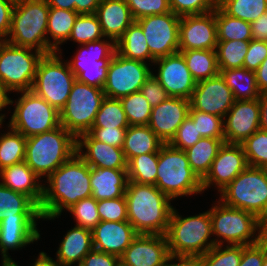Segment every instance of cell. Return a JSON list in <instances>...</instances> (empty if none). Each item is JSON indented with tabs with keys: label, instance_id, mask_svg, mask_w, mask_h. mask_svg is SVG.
I'll list each match as a JSON object with an SVG mask.
<instances>
[{
	"label": "cell",
	"instance_id": "obj_1",
	"mask_svg": "<svg viewBox=\"0 0 267 266\" xmlns=\"http://www.w3.org/2000/svg\"><path fill=\"white\" fill-rule=\"evenodd\" d=\"M91 196L90 166L75 153L43 180L42 221L61 218L63 211Z\"/></svg>",
	"mask_w": 267,
	"mask_h": 266
},
{
	"label": "cell",
	"instance_id": "obj_2",
	"mask_svg": "<svg viewBox=\"0 0 267 266\" xmlns=\"http://www.w3.org/2000/svg\"><path fill=\"white\" fill-rule=\"evenodd\" d=\"M125 198L128 222L138 234H166L174 208L172 199L155 185L132 181L127 183Z\"/></svg>",
	"mask_w": 267,
	"mask_h": 266
},
{
	"label": "cell",
	"instance_id": "obj_3",
	"mask_svg": "<svg viewBox=\"0 0 267 266\" xmlns=\"http://www.w3.org/2000/svg\"><path fill=\"white\" fill-rule=\"evenodd\" d=\"M211 206L215 245H253L267 235V226L254 214L225 205L219 199Z\"/></svg>",
	"mask_w": 267,
	"mask_h": 266
},
{
	"label": "cell",
	"instance_id": "obj_4",
	"mask_svg": "<svg viewBox=\"0 0 267 266\" xmlns=\"http://www.w3.org/2000/svg\"><path fill=\"white\" fill-rule=\"evenodd\" d=\"M76 148L77 138L60 125L26 138L25 162L44 180L68 161L76 153Z\"/></svg>",
	"mask_w": 267,
	"mask_h": 266
},
{
	"label": "cell",
	"instance_id": "obj_5",
	"mask_svg": "<svg viewBox=\"0 0 267 266\" xmlns=\"http://www.w3.org/2000/svg\"><path fill=\"white\" fill-rule=\"evenodd\" d=\"M155 186L170 199L203 194L202 180L190 167L184 150L164 143L158 152Z\"/></svg>",
	"mask_w": 267,
	"mask_h": 266
},
{
	"label": "cell",
	"instance_id": "obj_6",
	"mask_svg": "<svg viewBox=\"0 0 267 266\" xmlns=\"http://www.w3.org/2000/svg\"><path fill=\"white\" fill-rule=\"evenodd\" d=\"M165 236L170 254L204 255L215 246L209 209L183 217L174 207Z\"/></svg>",
	"mask_w": 267,
	"mask_h": 266
},
{
	"label": "cell",
	"instance_id": "obj_7",
	"mask_svg": "<svg viewBox=\"0 0 267 266\" xmlns=\"http://www.w3.org/2000/svg\"><path fill=\"white\" fill-rule=\"evenodd\" d=\"M18 98L7 96V125L28 138L60 126V112L32 90L15 92ZM19 94V95H18ZM15 103V104H14ZM13 107V112L10 107ZM11 109V110H10Z\"/></svg>",
	"mask_w": 267,
	"mask_h": 266
},
{
	"label": "cell",
	"instance_id": "obj_8",
	"mask_svg": "<svg viewBox=\"0 0 267 266\" xmlns=\"http://www.w3.org/2000/svg\"><path fill=\"white\" fill-rule=\"evenodd\" d=\"M48 14L49 6L45 0H19L14 5L11 29L5 41L48 55Z\"/></svg>",
	"mask_w": 267,
	"mask_h": 266
},
{
	"label": "cell",
	"instance_id": "obj_9",
	"mask_svg": "<svg viewBox=\"0 0 267 266\" xmlns=\"http://www.w3.org/2000/svg\"><path fill=\"white\" fill-rule=\"evenodd\" d=\"M225 205L254 214L267 226V169L248 166L218 195Z\"/></svg>",
	"mask_w": 267,
	"mask_h": 266
},
{
	"label": "cell",
	"instance_id": "obj_10",
	"mask_svg": "<svg viewBox=\"0 0 267 266\" xmlns=\"http://www.w3.org/2000/svg\"><path fill=\"white\" fill-rule=\"evenodd\" d=\"M45 54L29 48L0 42V88L9 93L31 90L40 60Z\"/></svg>",
	"mask_w": 267,
	"mask_h": 266
},
{
	"label": "cell",
	"instance_id": "obj_11",
	"mask_svg": "<svg viewBox=\"0 0 267 266\" xmlns=\"http://www.w3.org/2000/svg\"><path fill=\"white\" fill-rule=\"evenodd\" d=\"M62 57L57 52L43 56L31 89L59 112L65 106L76 81V76Z\"/></svg>",
	"mask_w": 267,
	"mask_h": 266
},
{
	"label": "cell",
	"instance_id": "obj_12",
	"mask_svg": "<svg viewBox=\"0 0 267 266\" xmlns=\"http://www.w3.org/2000/svg\"><path fill=\"white\" fill-rule=\"evenodd\" d=\"M104 98L105 93L102 88L76 80L65 106L60 111V125L76 138L88 132L94 124Z\"/></svg>",
	"mask_w": 267,
	"mask_h": 266
},
{
	"label": "cell",
	"instance_id": "obj_13",
	"mask_svg": "<svg viewBox=\"0 0 267 266\" xmlns=\"http://www.w3.org/2000/svg\"><path fill=\"white\" fill-rule=\"evenodd\" d=\"M72 58L66 59L76 80L98 88H103L110 61L116 52V43L109 38L78 45Z\"/></svg>",
	"mask_w": 267,
	"mask_h": 266
},
{
	"label": "cell",
	"instance_id": "obj_14",
	"mask_svg": "<svg viewBox=\"0 0 267 266\" xmlns=\"http://www.w3.org/2000/svg\"><path fill=\"white\" fill-rule=\"evenodd\" d=\"M151 64L122 57L115 52L109 63L107 78L102 88L105 97L121 99L140 91L153 73Z\"/></svg>",
	"mask_w": 267,
	"mask_h": 266
},
{
	"label": "cell",
	"instance_id": "obj_15",
	"mask_svg": "<svg viewBox=\"0 0 267 266\" xmlns=\"http://www.w3.org/2000/svg\"><path fill=\"white\" fill-rule=\"evenodd\" d=\"M181 17L172 11L136 20L142 27L153 62L179 52V24Z\"/></svg>",
	"mask_w": 267,
	"mask_h": 266
},
{
	"label": "cell",
	"instance_id": "obj_16",
	"mask_svg": "<svg viewBox=\"0 0 267 266\" xmlns=\"http://www.w3.org/2000/svg\"><path fill=\"white\" fill-rule=\"evenodd\" d=\"M248 167L241 144L224 143L213 160L209 172L202 179L204 191L217 190V195Z\"/></svg>",
	"mask_w": 267,
	"mask_h": 266
},
{
	"label": "cell",
	"instance_id": "obj_17",
	"mask_svg": "<svg viewBox=\"0 0 267 266\" xmlns=\"http://www.w3.org/2000/svg\"><path fill=\"white\" fill-rule=\"evenodd\" d=\"M153 75L166 90L169 97L189 100L196 87V81L186 66L183 55L178 52L153 62ZM155 71V73H154Z\"/></svg>",
	"mask_w": 267,
	"mask_h": 266
},
{
	"label": "cell",
	"instance_id": "obj_18",
	"mask_svg": "<svg viewBox=\"0 0 267 266\" xmlns=\"http://www.w3.org/2000/svg\"><path fill=\"white\" fill-rule=\"evenodd\" d=\"M189 110H198L224 118L235 99L221 74L196 83Z\"/></svg>",
	"mask_w": 267,
	"mask_h": 266
},
{
	"label": "cell",
	"instance_id": "obj_19",
	"mask_svg": "<svg viewBox=\"0 0 267 266\" xmlns=\"http://www.w3.org/2000/svg\"><path fill=\"white\" fill-rule=\"evenodd\" d=\"M218 43L215 10L183 16L179 24V51L215 50Z\"/></svg>",
	"mask_w": 267,
	"mask_h": 266
},
{
	"label": "cell",
	"instance_id": "obj_20",
	"mask_svg": "<svg viewBox=\"0 0 267 266\" xmlns=\"http://www.w3.org/2000/svg\"><path fill=\"white\" fill-rule=\"evenodd\" d=\"M259 99L235 100L223 118L225 143L242 144L260 129Z\"/></svg>",
	"mask_w": 267,
	"mask_h": 266
},
{
	"label": "cell",
	"instance_id": "obj_21",
	"mask_svg": "<svg viewBox=\"0 0 267 266\" xmlns=\"http://www.w3.org/2000/svg\"><path fill=\"white\" fill-rule=\"evenodd\" d=\"M169 255L165 235L138 234L119 257L120 266H164Z\"/></svg>",
	"mask_w": 267,
	"mask_h": 266
},
{
	"label": "cell",
	"instance_id": "obj_22",
	"mask_svg": "<svg viewBox=\"0 0 267 266\" xmlns=\"http://www.w3.org/2000/svg\"><path fill=\"white\" fill-rule=\"evenodd\" d=\"M38 220L40 221L42 218L6 217L0 221L1 262H15L9 254V250H22L41 239V232L37 226L39 225Z\"/></svg>",
	"mask_w": 267,
	"mask_h": 266
},
{
	"label": "cell",
	"instance_id": "obj_23",
	"mask_svg": "<svg viewBox=\"0 0 267 266\" xmlns=\"http://www.w3.org/2000/svg\"><path fill=\"white\" fill-rule=\"evenodd\" d=\"M189 109V100L168 97L159 105L152 107L148 126L163 143H169L188 117Z\"/></svg>",
	"mask_w": 267,
	"mask_h": 266
},
{
	"label": "cell",
	"instance_id": "obj_24",
	"mask_svg": "<svg viewBox=\"0 0 267 266\" xmlns=\"http://www.w3.org/2000/svg\"><path fill=\"white\" fill-rule=\"evenodd\" d=\"M76 153L90 167L127 169V160L122 148L95 140L88 132L77 137Z\"/></svg>",
	"mask_w": 267,
	"mask_h": 266
},
{
	"label": "cell",
	"instance_id": "obj_25",
	"mask_svg": "<svg viewBox=\"0 0 267 266\" xmlns=\"http://www.w3.org/2000/svg\"><path fill=\"white\" fill-rule=\"evenodd\" d=\"M91 232L95 250L118 257L138 235L128 221H100Z\"/></svg>",
	"mask_w": 267,
	"mask_h": 266
},
{
	"label": "cell",
	"instance_id": "obj_26",
	"mask_svg": "<svg viewBox=\"0 0 267 266\" xmlns=\"http://www.w3.org/2000/svg\"><path fill=\"white\" fill-rule=\"evenodd\" d=\"M95 14L104 37L112 39L115 43L135 21L124 0H101Z\"/></svg>",
	"mask_w": 267,
	"mask_h": 266
},
{
	"label": "cell",
	"instance_id": "obj_27",
	"mask_svg": "<svg viewBox=\"0 0 267 266\" xmlns=\"http://www.w3.org/2000/svg\"><path fill=\"white\" fill-rule=\"evenodd\" d=\"M0 182L13 191L29 196L40 206L43 198V180L25 161L0 170Z\"/></svg>",
	"mask_w": 267,
	"mask_h": 266
},
{
	"label": "cell",
	"instance_id": "obj_28",
	"mask_svg": "<svg viewBox=\"0 0 267 266\" xmlns=\"http://www.w3.org/2000/svg\"><path fill=\"white\" fill-rule=\"evenodd\" d=\"M92 249L91 230L74 225L63 235L54 258L62 266H79L85 255Z\"/></svg>",
	"mask_w": 267,
	"mask_h": 266
},
{
	"label": "cell",
	"instance_id": "obj_29",
	"mask_svg": "<svg viewBox=\"0 0 267 266\" xmlns=\"http://www.w3.org/2000/svg\"><path fill=\"white\" fill-rule=\"evenodd\" d=\"M127 183V169L90 167L92 197L97 201L123 197Z\"/></svg>",
	"mask_w": 267,
	"mask_h": 266
},
{
	"label": "cell",
	"instance_id": "obj_30",
	"mask_svg": "<svg viewBox=\"0 0 267 266\" xmlns=\"http://www.w3.org/2000/svg\"><path fill=\"white\" fill-rule=\"evenodd\" d=\"M78 15L75 11L49 7L47 22L48 54L57 52L63 55L62 44H67Z\"/></svg>",
	"mask_w": 267,
	"mask_h": 266
},
{
	"label": "cell",
	"instance_id": "obj_31",
	"mask_svg": "<svg viewBox=\"0 0 267 266\" xmlns=\"http://www.w3.org/2000/svg\"><path fill=\"white\" fill-rule=\"evenodd\" d=\"M42 218L39 206L27 195L0 182V221L4 218Z\"/></svg>",
	"mask_w": 267,
	"mask_h": 266
},
{
	"label": "cell",
	"instance_id": "obj_32",
	"mask_svg": "<svg viewBox=\"0 0 267 266\" xmlns=\"http://www.w3.org/2000/svg\"><path fill=\"white\" fill-rule=\"evenodd\" d=\"M163 144L148 125L129 126L125 132L122 150L128 162L140 154L158 153Z\"/></svg>",
	"mask_w": 267,
	"mask_h": 266
},
{
	"label": "cell",
	"instance_id": "obj_33",
	"mask_svg": "<svg viewBox=\"0 0 267 266\" xmlns=\"http://www.w3.org/2000/svg\"><path fill=\"white\" fill-rule=\"evenodd\" d=\"M116 52L124 58L152 65V55L146 37L137 21H134L116 42Z\"/></svg>",
	"mask_w": 267,
	"mask_h": 266
},
{
	"label": "cell",
	"instance_id": "obj_34",
	"mask_svg": "<svg viewBox=\"0 0 267 266\" xmlns=\"http://www.w3.org/2000/svg\"><path fill=\"white\" fill-rule=\"evenodd\" d=\"M224 143L225 139L201 138L195 145L184 150L190 167L201 180L209 172L213 160Z\"/></svg>",
	"mask_w": 267,
	"mask_h": 266
},
{
	"label": "cell",
	"instance_id": "obj_35",
	"mask_svg": "<svg viewBox=\"0 0 267 266\" xmlns=\"http://www.w3.org/2000/svg\"><path fill=\"white\" fill-rule=\"evenodd\" d=\"M226 85L232 90L235 100L259 99L260 91L255 71L246 68L219 69Z\"/></svg>",
	"mask_w": 267,
	"mask_h": 266
},
{
	"label": "cell",
	"instance_id": "obj_36",
	"mask_svg": "<svg viewBox=\"0 0 267 266\" xmlns=\"http://www.w3.org/2000/svg\"><path fill=\"white\" fill-rule=\"evenodd\" d=\"M186 66L196 82L212 78L220 74L215 50H184L179 51Z\"/></svg>",
	"mask_w": 267,
	"mask_h": 266
},
{
	"label": "cell",
	"instance_id": "obj_37",
	"mask_svg": "<svg viewBox=\"0 0 267 266\" xmlns=\"http://www.w3.org/2000/svg\"><path fill=\"white\" fill-rule=\"evenodd\" d=\"M218 41L252 40L250 22L227 15L219 6L215 9Z\"/></svg>",
	"mask_w": 267,
	"mask_h": 266
},
{
	"label": "cell",
	"instance_id": "obj_38",
	"mask_svg": "<svg viewBox=\"0 0 267 266\" xmlns=\"http://www.w3.org/2000/svg\"><path fill=\"white\" fill-rule=\"evenodd\" d=\"M0 132V170L25 161L26 137L6 125Z\"/></svg>",
	"mask_w": 267,
	"mask_h": 266
},
{
	"label": "cell",
	"instance_id": "obj_39",
	"mask_svg": "<svg viewBox=\"0 0 267 266\" xmlns=\"http://www.w3.org/2000/svg\"><path fill=\"white\" fill-rule=\"evenodd\" d=\"M158 153L140 154L127 162L128 181L156 184Z\"/></svg>",
	"mask_w": 267,
	"mask_h": 266
},
{
	"label": "cell",
	"instance_id": "obj_40",
	"mask_svg": "<svg viewBox=\"0 0 267 266\" xmlns=\"http://www.w3.org/2000/svg\"><path fill=\"white\" fill-rule=\"evenodd\" d=\"M248 48L249 41H218L215 51L219 69L243 68Z\"/></svg>",
	"mask_w": 267,
	"mask_h": 266
},
{
	"label": "cell",
	"instance_id": "obj_41",
	"mask_svg": "<svg viewBox=\"0 0 267 266\" xmlns=\"http://www.w3.org/2000/svg\"><path fill=\"white\" fill-rule=\"evenodd\" d=\"M218 6L227 15L251 23L267 11V0H218Z\"/></svg>",
	"mask_w": 267,
	"mask_h": 266
},
{
	"label": "cell",
	"instance_id": "obj_42",
	"mask_svg": "<svg viewBox=\"0 0 267 266\" xmlns=\"http://www.w3.org/2000/svg\"><path fill=\"white\" fill-rule=\"evenodd\" d=\"M129 124L120 99L105 97L92 128H128Z\"/></svg>",
	"mask_w": 267,
	"mask_h": 266
},
{
	"label": "cell",
	"instance_id": "obj_43",
	"mask_svg": "<svg viewBox=\"0 0 267 266\" xmlns=\"http://www.w3.org/2000/svg\"><path fill=\"white\" fill-rule=\"evenodd\" d=\"M104 38L100 22L96 14L78 15L68 41L84 45Z\"/></svg>",
	"mask_w": 267,
	"mask_h": 266
},
{
	"label": "cell",
	"instance_id": "obj_44",
	"mask_svg": "<svg viewBox=\"0 0 267 266\" xmlns=\"http://www.w3.org/2000/svg\"><path fill=\"white\" fill-rule=\"evenodd\" d=\"M129 126L148 125L152 107L140 93H132L120 99Z\"/></svg>",
	"mask_w": 267,
	"mask_h": 266
},
{
	"label": "cell",
	"instance_id": "obj_45",
	"mask_svg": "<svg viewBox=\"0 0 267 266\" xmlns=\"http://www.w3.org/2000/svg\"><path fill=\"white\" fill-rule=\"evenodd\" d=\"M242 245H215L201 255L202 266H239Z\"/></svg>",
	"mask_w": 267,
	"mask_h": 266
},
{
	"label": "cell",
	"instance_id": "obj_46",
	"mask_svg": "<svg viewBox=\"0 0 267 266\" xmlns=\"http://www.w3.org/2000/svg\"><path fill=\"white\" fill-rule=\"evenodd\" d=\"M248 166L267 169V131L258 129L242 144Z\"/></svg>",
	"mask_w": 267,
	"mask_h": 266
},
{
	"label": "cell",
	"instance_id": "obj_47",
	"mask_svg": "<svg viewBox=\"0 0 267 266\" xmlns=\"http://www.w3.org/2000/svg\"><path fill=\"white\" fill-rule=\"evenodd\" d=\"M188 116L193 120L198 133L203 138L225 139L222 117L198 110H189Z\"/></svg>",
	"mask_w": 267,
	"mask_h": 266
},
{
	"label": "cell",
	"instance_id": "obj_48",
	"mask_svg": "<svg viewBox=\"0 0 267 266\" xmlns=\"http://www.w3.org/2000/svg\"><path fill=\"white\" fill-rule=\"evenodd\" d=\"M74 217L75 225L92 230L101 220L97 208V200L88 197L73 204L66 210Z\"/></svg>",
	"mask_w": 267,
	"mask_h": 266
},
{
	"label": "cell",
	"instance_id": "obj_49",
	"mask_svg": "<svg viewBox=\"0 0 267 266\" xmlns=\"http://www.w3.org/2000/svg\"><path fill=\"white\" fill-rule=\"evenodd\" d=\"M170 10L179 17L204 14L218 6V0H169Z\"/></svg>",
	"mask_w": 267,
	"mask_h": 266
},
{
	"label": "cell",
	"instance_id": "obj_50",
	"mask_svg": "<svg viewBox=\"0 0 267 266\" xmlns=\"http://www.w3.org/2000/svg\"><path fill=\"white\" fill-rule=\"evenodd\" d=\"M136 21L146 16L171 12L169 0H124Z\"/></svg>",
	"mask_w": 267,
	"mask_h": 266
},
{
	"label": "cell",
	"instance_id": "obj_51",
	"mask_svg": "<svg viewBox=\"0 0 267 266\" xmlns=\"http://www.w3.org/2000/svg\"><path fill=\"white\" fill-rule=\"evenodd\" d=\"M97 208L101 221H128L125 195L114 199L97 201Z\"/></svg>",
	"mask_w": 267,
	"mask_h": 266
},
{
	"label": "cell",
	"instance_id": "obj_52",
	"mask_svg": "<svg viewBox=\"0 0 267 266\" xmlns=\"http://www.w3.org/2000/svg\"><path fill=\"white\" fill-rule=\"evenodd\" d=\"M201 138L196 125L193 120L188 116L178 128L175 136L169 144L177 149L186 150L195 145Z\"/></svg>",
	"mask_w": 267,
	"mask_h": 266
},
{
	"label": "cell",
	"instance_id": "obj_53",
	"mask_svg": "<svg viewBox=\"0 0 267 266\" xmlns=\"http://www.w3.org/2000/svg\"><path fill=\"white\" fill-rule=\"evenodd\" d=\"M266 256V236L253 245H242V257L239 266H262Z\"/></svg>",
	"mask_w": 267,
	"mask_h": 266
},
{
	"label": "cell",
	"instance_id": "obj_54",
	"mask_svg": "<svg viewBox=\"0 0 267 266\" xmlns=\"http://www.w3.org/2000/svg\"><path fill=\"white\" fill-rule=\"evenodd\" d=\"M139 92L145 97L151 107L159 105L169 97L166 90L153 74L145 81Z\"/></svg>",
	"mask_w": 267,
	"mask_h": 266
},
{
	"label": "cell",
	"instance_id": "obj_55",
	"mask_svg": "<svg viewBox=\"0 0 267 266\" xmlns=\"http://www.w3.org/2000/svg\"><path fill=\"white\" fill-rule=\"evenodd\" d=\"M267 57V42L249 41V48L245 56L243 68L255 71Z\"/></svg>",
	"mask_w": 267,
	"mask_h": 266
},
{
	"label": "cell",
	"instance_id": "obj_56",
	"mask_svg": "<svg viewBox=\"0 0 267 266\" xmlns=\"http://www.w3.org/2000/svg\"><path fill=\"white\" fill-rule=\"evenodd\" d=\"M127 128H91L88 133L100 142L110 146L123 147Z\"/></svg>",
	"mask_w": 267,
	"mask_h": 266
},
{
	"label": "cell",
	"instance_id": "obj_57",
	"mask_svg": "<svg viewBox=\"0 0 267 266\" xmlns=\"http://www.w3.org/2000/svg\"><path fill=\"white\" fill-rule=\"evenodd\" d=\"M79 266H120V258L93 248L85 255Z\"/></svg>",
	"mask_w": 267,
	"mask_h": 266
},
{
	"label": "cell",
	"instance_id": "obj_58",
	"mask_svg": "<svg viewBox=\"0 0 267 266\" xmlns=\"http://www.w3.org/2000/svg\"><path fill=\"white\" fill-rule=\"evenodd\" d=\"M15 2L0 0V40L5 41L11 29L12 12Z\"/></svg>",
	"mask_w": 267,
	"mask_h": 266
},
{
	"label": "cell",
	"instance_id": "obj_59",
	"mask_svg": "<svg viewBox=\"0 0 267 266\" xmlns=\"http://www.w3.org/2000/svg\"><path fill=\"white\" fill-rule=\"evenodd\" d=\"M164 266H202L201 256L170 254Z\"/></svg>",
	"mask_w": 267,
	"mask_h": 266
},
{
	"label": "cell",
	"instance_id": "obj_60",
	"mask_svg": "<svg viewBox=\"0 0 267 266\" xmlns=\"http://www.w3.org/2000/svg\"><path fill=\"white\" fill-rule=\"evenodd\" d=\"M250 24L252 38L256 41L267 42V11Z\"/></svg>",
	"mask_w": 267,
	"mask_h": 266
},
{
	"label": "cell",
	"instance_id": "obj_61",
	"mask_svg": "<svg viewBox=\"0 0 267 266\" xmlns=\"http://www.w3.org/2000/svg\"><path fill=\"white\" fill-rule=\"evenodd\" d=\"M100 0H77L75 2V12L82 14H95Z\"/></svg>",
	"mask_w": 267,
	"mask_h": 266
},
{
	"label": "cell",
	"instance_id": "obj_62",
	"mask_svg": "<svg viewBox=\"0 0 267 266\" xmlns=\"http://www.w3.org/2000/svg\"><path fill=\"white\" fill-rule=\"evenodd\" d=\"M256 82L261 93L267 92V57L255 70Z\"/></svg>",
	"mask_w": 267,
	"mask_h": 266
},
{
	"label": "cell",
	"instance_id": "obj_63",
	"mask_svg": "<svg viewBox=\"0 0 267 266\" xmlns=\"http://www.w3.org/2000/svg\"><path fill=\"white\" fill-rule=\"evenodd\" d=\"M34 262L30 266H62L56 259L50 257L46 252L40 251ZM20 266V265H18Z\"/></svg>",
	"mask_w": 267,
	"mask_h": 266
},
{
	"label": "cell",
	"instance_id": "obj_64",
	"mask_svg": "<svg viewBox=\"0 0 267 266\" xmlns=\"http://www.w3.org/2000/svg\"><path fill=\"white\" fill-rule=\"evenodd\" d=\"M260 103V129L267 131V92L261 93L259 97Z\"/></svg>",
	"mask_w": 267,
	"mask_h": 266
},
{
	"label": "cell",
	"instance_id": "obj_65",
	"mask_svg": "<svg viewBox=\"0 0 267 266\" xmlns=\"http://www.w3.org/2000/svg\"><path fill=\"white\" fill-rule=\"evenodd\" d=\"M49 7L60 8L75 11V2L77 0H45Z\"/></svg>",
	"mask_w": 267,
	"mask_h": 266
},
{
	"label": "cell",
	"instance_id": "obj_66",
	"mask_svg": "<svg viewBox=\"0 0 267 266\" xmlns=\"http://www.w3.org/2000/svg\"><path fill=\"white\" fill-rule=\"evenodd\" d=\"M6 104H7V95L0 88V117L7 118V116L9 115V114L6 115L5 112L6 110H4L7 109ZM2 112H4V114Z\"/></svg>",
	"mask_w": 267,
	"mask_h": 266
},
{
	"label": "cell",
	"instance_id": "obj_67",
	"mask_svg": "<svg viewBox=\"0 0 267 266\" xmlns=\"http://www.w3.org/2000/svg\"><path fill=\"white\" fill-rule=\"evenodd\" d=\"M262 266H267V235H266V256H265Z\"/></svg>",
	"mask_w": 267,
	"mask_h": 266
},
{
	"label": "cell",
	"instance_id": "obj_68",
	"mask_svg": "<svg viewBox=\"0 0 267 266\" xmlns=\"http://www.w3.org/2000/svg\"><path fill=\"white\" fill-rule=\"evenodd\" d=\"M5 119H6L5 117H0V130H2L1 127L5 128L3 127L4 126L3 124L5 123Z\"/></svg>",
	"mask_w": 267,
	"mask_h": 266
},
{
	"label": "cell",
	"instance_id": "obj_69",
	"mask_svg": "<svg viewBox=\"0 0 267 266\" xmlns=\"http://www.w3.org/2000/svg\"><path fill=\"white\" fill-rule=\"evenodd\" d=\"M8 266H18V263L17 262H9Z\"/></svg>",
	"mask_w": 267,
	"mask_h": 266
},
{
	"label": "cell",
	"instance_id": "obj_70",
	"mask_svg": "<svg viewBox=\"0 0 267 266\" xmlns=\"http://www.w3.org/2000/svg\"><path fill=\"white\" fill-rule=\"evenodd\" d=\"M7 262H1V266H4Z\"/></svg>",
	"mask_w": 267,
	"mask_h": 266
},
{
	"label": "cell",
	"instance_id": "obj_71",
	"mask_svg": "<svg viewBox=\"0 0 267 266\" xmlns=\"http://www.w3.org/2000/svg\"><path fill=\"white\" fill-rule=\"evenodd\" d=\"M10 1H12V2H15V3H16V2H18L19 0H10Z\"/></svg>",
	"mask_w": 267,
	"mask_h": 266
}]
</instances>
